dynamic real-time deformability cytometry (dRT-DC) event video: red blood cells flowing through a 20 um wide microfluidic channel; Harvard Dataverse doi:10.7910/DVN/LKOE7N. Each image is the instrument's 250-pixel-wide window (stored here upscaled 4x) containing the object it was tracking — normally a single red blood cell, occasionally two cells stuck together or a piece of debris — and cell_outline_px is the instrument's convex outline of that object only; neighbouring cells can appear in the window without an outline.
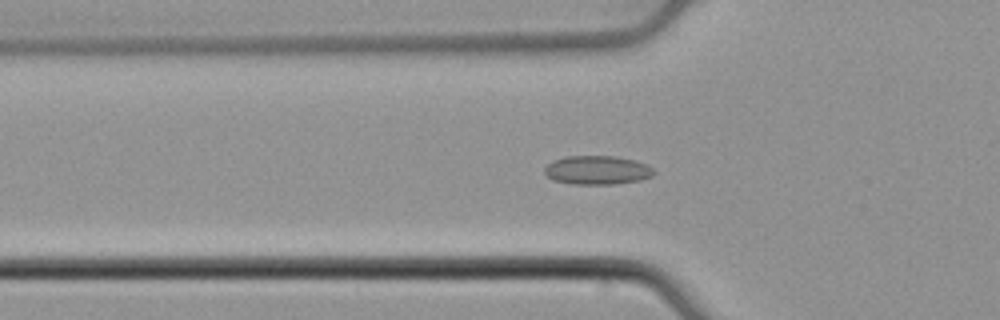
{"species": "common noctule bat (a hibernating species)", "species_latin": "Nyctalus noctula", "temperature_condition": "cold", "stored_images_in_passage": 45, "camera_frame_rate_fps": 3000, "um_per_image_px": 0.085, "animal": {"sex": "male", "body_mass_g": 21.5, "forearm_length_mm": 52.0}, "frame": {"image": 1, "passage_image": 14, "time_ms": 4.333, "image_size_px": [1000, 320], "cell_outline_px": [[656, 172], [652, 176], [640, 180], [616, 184], [572, 184], [552, 180], [544, 172], [544, 168], [552, 160], [568, 156], [612, 156], [636, 160], [652, 168]], "centroid_in_image_um": [50.75, 14.46], "position_along_channel_um": 75.0, "area_um2": 18.38}}
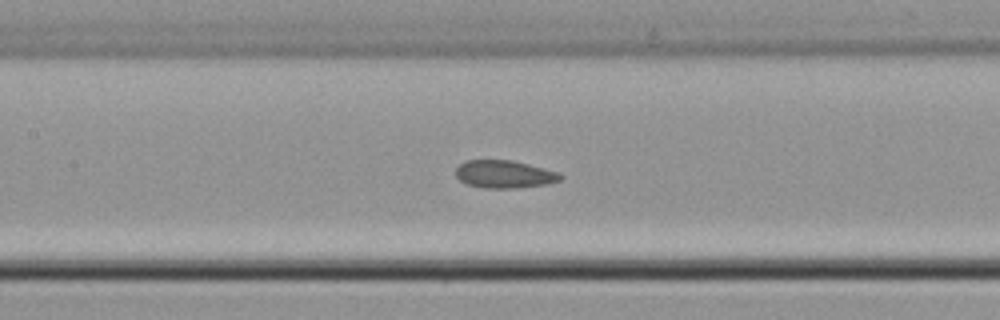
{"frame": {"image": 2, "passage_image": 21, "time_ms": 6.667, "image_size_px": [1000, 320], "cell_outline_px": [[564, 176], [560, 180], [548, 184], [516, 188], [484, 188], [468, 184], [460, 180], [456, 176], [456, 168], [464, 160], [512, 160], [528, 164], [556, 172]], "centroid_in_image_um": [42.85, 14.81], "position_along_channel_um": 164.5, "area_um2": 16.82}}
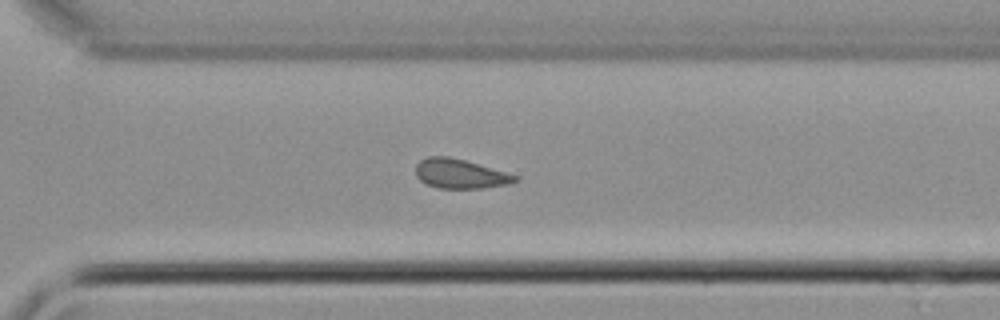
{"frame": {"image": 3, "passage_image": 34, "time_ms": 11.0, "image_size_px": [1000, 320], "cell_outline_px": [[520, 180], [508, 184], [484, 188], [436, 188], [420, 180], [416, 176], [416, 164], [420, 160], [428, 156], [448, 156], [464, 160], [504, 172], [516, 176]], "centroid_in_image_um": [39.07, 14.77], "position_along_channel_um": 331.5, "area_um2": 16.82}, "authors_computed_cell_mechanics": {"area_um2": 17.5712, "velocity_mm_per_s": 3.8558, "shape_relaxation_time_tau1_ms": null, "shape_relaxation_time_tau2_ms": 4.4906, "deformation_change_tau1": null, "deformation_change_tau2": 0.0951}}